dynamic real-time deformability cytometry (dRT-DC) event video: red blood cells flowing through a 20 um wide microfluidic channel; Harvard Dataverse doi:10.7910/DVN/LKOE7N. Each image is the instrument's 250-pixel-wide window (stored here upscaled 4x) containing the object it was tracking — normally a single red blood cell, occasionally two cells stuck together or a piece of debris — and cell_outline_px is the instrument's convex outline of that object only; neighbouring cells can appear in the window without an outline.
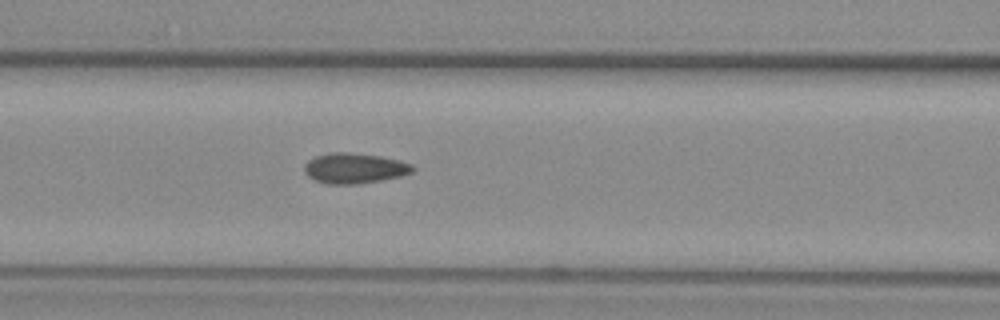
{"species": "common noctule bat (a hibernating species)", "species_latin": "Nyctalus noctula", "temperature_condition": "warm", "stored_images_in_passage": 37, "camera_frame_rate_fps": 3000, "um_per_image_px": 0.085, "animal": {"sex": "female", "body_mass_g": 29.2, "forearm_length_mm": 56.3}, "frame": {"image": 1, "passage_image": 8, "time_ms": 2.333, "image_size_px": [1000, 320], "cell_outline_px": [[416, 168], [412, 172], [400, 176], [380, 180], [356, 184], [328, 184], [316, 180], [308, 176], [304, 172], [304, 164], [308, 160], [316, 156], [332, 152], [348, 152], [380, 156], [400, 160], [412, 164]], "centroid_in_image_um": [30.13, 14.29], "position_along_channel_um": 136.5, "area_um2": 19.13}}
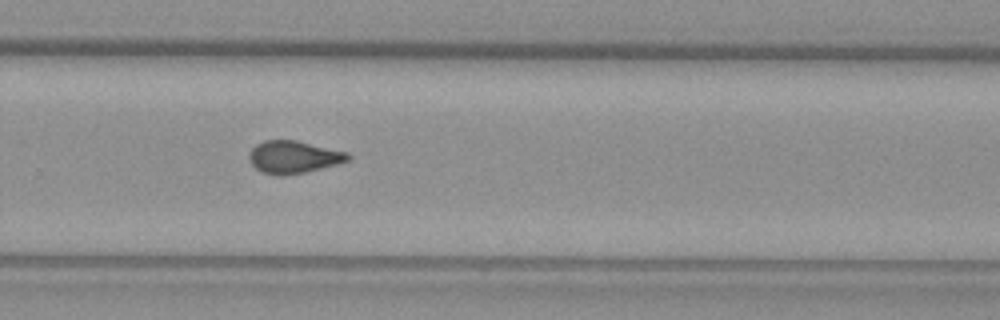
{"frame": {"image": 2, "passage_image": 21, "time_ms": 6.667, "image_size_px": [1000, 320], "cell_outline_px": [[352, 156], [348, 160], [340, 164], [304, 172], [284, 176], [276, 176], [260, 172], [252, 164], [248, 156], [252, 148], [256, 144], [264, 140], [296, 140], [348, 152]], "centroid_in_image_um": [24.96, 13.35], "position_along_channel_um": 304.8, "area_um2": 18.9}}
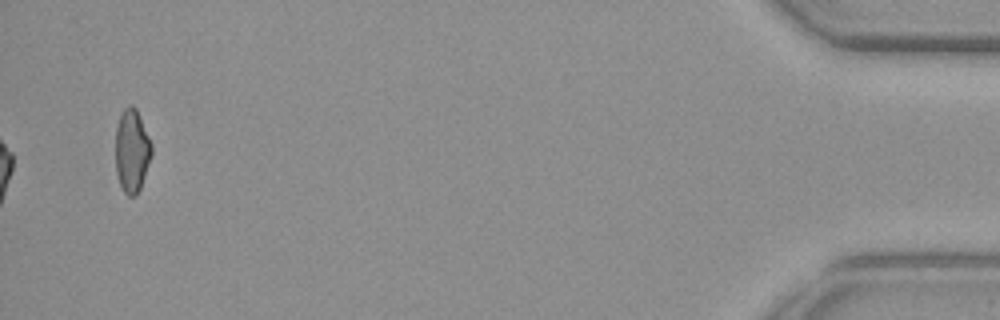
{"frame": {"image": 3, "passage_image": 37, "time_ms": 12.0, "image_size_px": [1000, 320], "cell_outline_px": [[152, 152], [140, 188], [136, 196], [128, 196], [124, 192], [120, 184], [116, 172], [116, 128], [120, 116], [124, 108], [128, 104], [132, 104], [136, 108], [140, 116], [152, 144]], "centroid_in_image_um": [11.21, 12.79], "position_along_channel_um": 424.0, "area_um2": 17.4}, "authors_computed_cell_mechanics": {"area_um2": 18.8428, "velocity_mm_per_s": 3.8922, "shape_relaxation_time_tau1_ms": null, "shape_relaxation_time_tau2_ms": 1.7101, "deformation_change_tau1": null, "deformation_change_tau2": 0.0679}}